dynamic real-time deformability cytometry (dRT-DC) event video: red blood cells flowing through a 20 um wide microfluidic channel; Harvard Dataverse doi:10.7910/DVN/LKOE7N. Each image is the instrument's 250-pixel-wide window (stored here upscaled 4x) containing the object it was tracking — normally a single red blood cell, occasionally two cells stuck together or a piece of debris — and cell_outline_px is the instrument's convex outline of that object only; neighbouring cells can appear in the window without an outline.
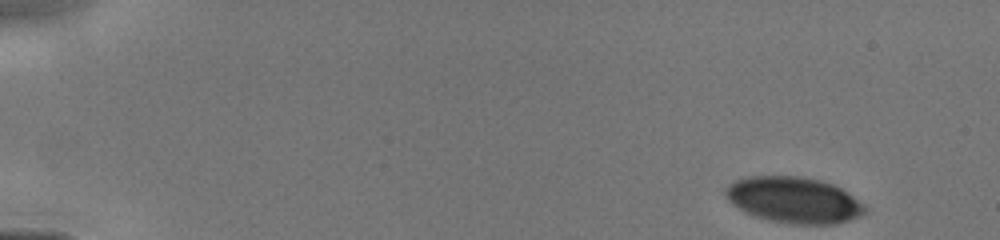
{"species": "human", "species_latin": "Homo sapiens", "temperature_condition": "cold", "stored_images_in_passage": 54, "camera_frame_rate_fps": 3000, "um_per_image_px": 0.085, "donor": {"sex": "male"}, "frame": {"image": 1, "passage_image": 1, "time_ms": 0.0, "image_size_px": [1000, 240], "cell_outline_px": [[868, 212], [864, 216], [836, 224], [788, 224], [768, 220], [744, 212], [732, 204], [728, 200], [724, 192], [724, 188], [728, 184], [736, 180], [748, 176], [800, 176], [820, 180], [832, 184], [848, 192], [864, 204], [868, 208]], "centroid_in_image_um": [67.5, 17.01], "position_along_channel_um": 17.5, "area_um2": 37.92}}
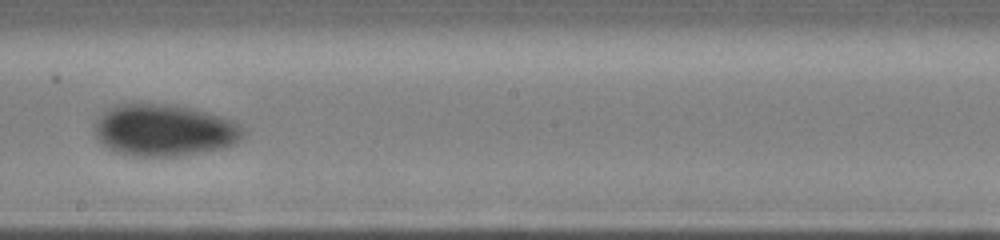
{"frame": {"image": 2, "passage_image": 31, "time_ms": 8.0, "image_size_px": [1000, 240], "cell_outline_px": [[244, 136], [240, 140], [224, 148], [176, 156], [132, 156], [112, 152], [96, 136], [92, 124], [108, 108], [116, 104], [128, 100], [164, 104], [188, 108], [220, 116], [232, 120], [244, 128]], "centroid_in_image_um": [13.89, 11.05], "position_along_channel_um": 234.3, "area_um2": 45.43}}
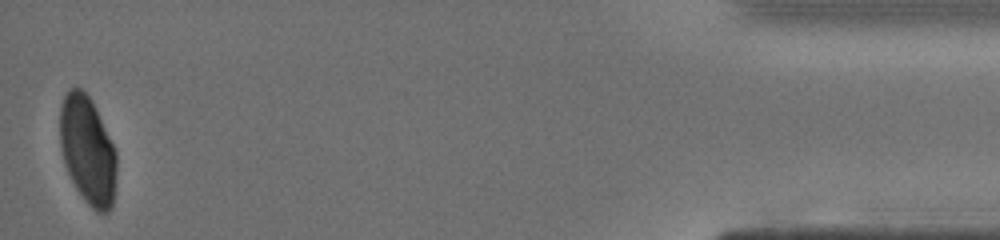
{"frame": {"image": 3, "passage_image": 54, "time_ms": 14.0, "image_size_px": [1000, 240], "cell_outline_px": [[116, 168], [112, 208], [108, 212], [96, 212], [84, 200], [76, 188], [64, 164], [60, 144], [60, 108], [64, 96], [68, 88], [80, 88], [92, 100], [116, 152]], "centroid_in_image_um": [7.43, 12.78], "position_along_channel_um": 427.8, "area_um2": 35.43}}